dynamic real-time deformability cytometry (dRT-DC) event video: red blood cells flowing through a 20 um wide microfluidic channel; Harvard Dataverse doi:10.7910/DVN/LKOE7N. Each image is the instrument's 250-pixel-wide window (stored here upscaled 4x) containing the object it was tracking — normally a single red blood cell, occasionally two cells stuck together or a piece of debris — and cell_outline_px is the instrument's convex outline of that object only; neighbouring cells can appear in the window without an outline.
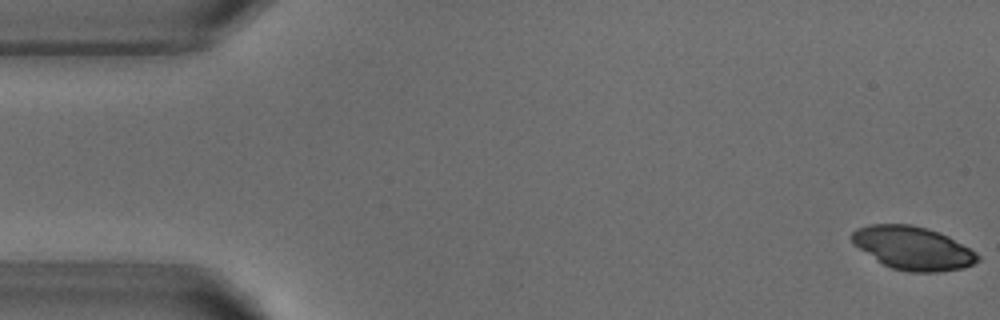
{"species": "common noctule bat (a hibernating species)", "species_latin": "Nyctalus noctula", "temperature_condition": "warm", "stored_images_in_passage": 52, "camera_frame_rate_fps": 3000, "um_per_image_px": 0.085, "animal": {"sex": "male", "body_mass_g": 18.8}, "frame": {"image": 1, "passage_image": 1, "time_ms": 0.0, "image_size_px": [1000, 320], "cell_outline_px": [[980, 260], [964, 268], [936, 272], [908, 272], [892, 268], [876, 260], [852, 244], [852, 232], [856, 228], [868, 224], [912, 224], [928, 228], [948, 236], [976, 252], [980, 256]], "centroid_in_image_um": [77.58, 21.08], "position_along_channel_um": 7.4, "area_um2": 31.79}}